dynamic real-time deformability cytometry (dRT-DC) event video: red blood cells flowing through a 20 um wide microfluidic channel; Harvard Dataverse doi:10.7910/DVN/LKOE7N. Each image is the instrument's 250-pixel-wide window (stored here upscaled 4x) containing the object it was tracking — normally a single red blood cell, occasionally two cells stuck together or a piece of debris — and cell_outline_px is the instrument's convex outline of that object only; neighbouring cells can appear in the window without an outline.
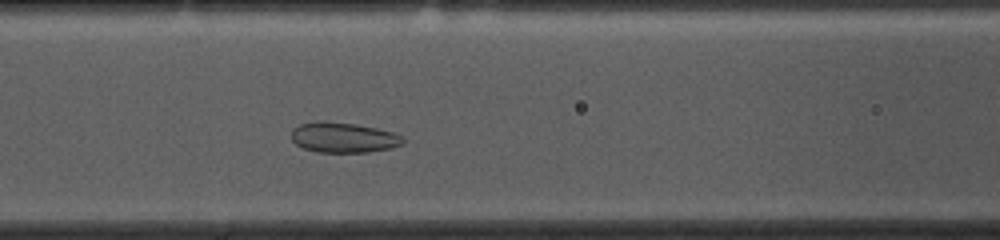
{"species": "common noctule bat (a hibernating species)", "species_latin": "Nyctalus noctula", "temperature_condition": "cold", "stored_images_in_passage": 39, "camera_frame_rate_fps": 3000, "um_per_image_px": 0.085, "animal": {"sex": "female", "body_mass_g": 10.0, "forearm_length_mm": 53.1}, "frame": {"image": 1, "passage_image": 16, "time_ms": 5.0, "image_size_px": [1000, 240], "cell_outline_px": [[404, 144], [392, 148], [368, 152], [316, 152], [304, 148], [296, 144], [292, 140], [292, 132], [300, 124], [316, 120], [320, 120], [356, 124], [376, 128], [392, 132], [404, 136]], "centroid_in_image_um": [29.22, 11.69], "position_along_channel_um": 137.4, "area_um2": 19.77}}
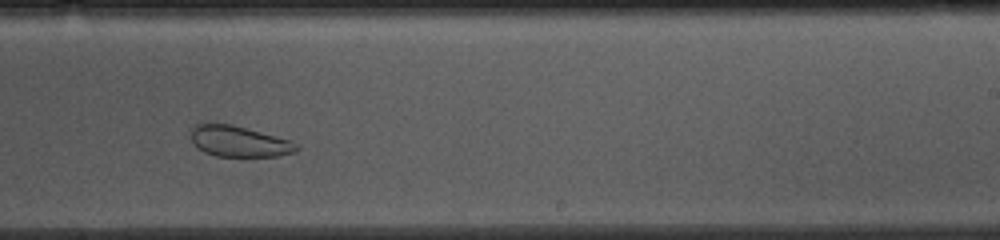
{"frame": {"image": 2, "passage_image": 27, "time_ms": 8.667, "image_size_px": [1000, 240], "cell_outline_px": [[300, 148], [292, 152], [276, 156], [216, 156], [204, 152], [196, 148], [188, 132], [196, 124], [208, 120], [228, 124], [292, 140]], "centroid_in_image_um": [20.21, 11.99], "position_along_channel_um": 268.8, "area_um2": 19.25}}
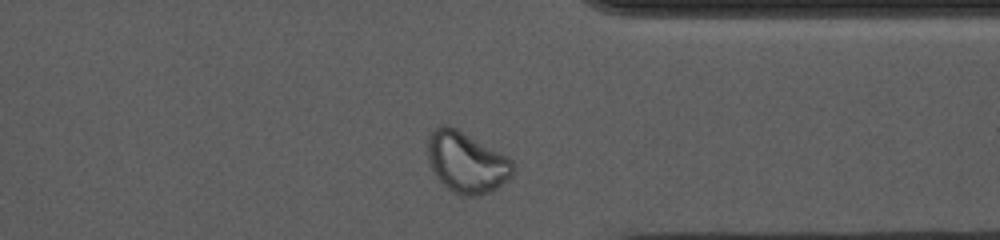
{"frame": {"image": 3, "passage_image": 36, "time_ms": 11.667, "image_size_px": [1000, 240], "cell_outline_px": [[512, 172], [496, 188], [488, 192], [476, 196], [464, 196], [448, 188], [436, 176], [428, 160], [428, 136], [440, 124], [448, 124], [456, 128], [512, 160]], "centroid_in_image_um": [39.59, 13.78], "position_along_channel_um": 371.8, "area_um2": 29.3}}